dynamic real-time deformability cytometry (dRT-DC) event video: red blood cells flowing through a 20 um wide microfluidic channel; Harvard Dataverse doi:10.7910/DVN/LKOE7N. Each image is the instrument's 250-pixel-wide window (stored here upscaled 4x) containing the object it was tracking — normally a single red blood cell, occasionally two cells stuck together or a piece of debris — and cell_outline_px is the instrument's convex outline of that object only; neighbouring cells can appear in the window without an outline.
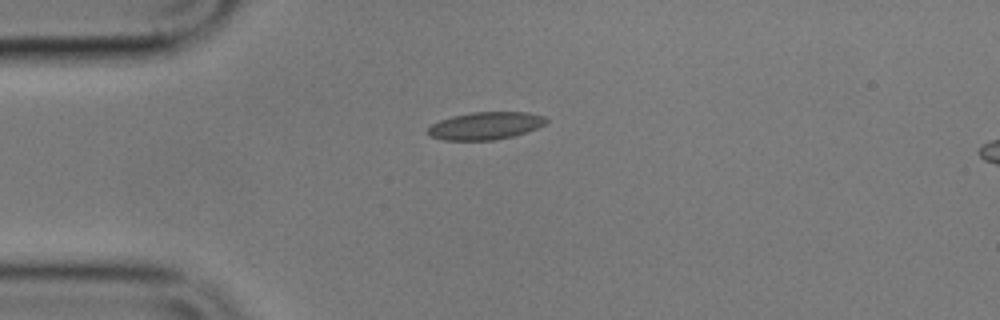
{"species": "common noctule bat (a hibernating species)", "species_latin": "Nyctalus noctula", "temperature_condition": "cold", "stored_images_in_passage": 4, "camera_frame_rate_fps": 3000, "um_per_image_px": 0.085, "animal": {"sex": "male", "body_mass_g": 17.9}, "frame": {"image": 1, "passage_image": 1, "time_ms": 0.0, "image_size_px": [1000, 320], "cell_outline_px": [[548, 120], [544, 124], [536, 128], [512, 136], [492, 140], [444, 140], [432, 136], [424, 132], [432, 124], [440, 120], [452, 116], [472, 112], [528, 112], [544, 116]], "centroid_in_image_um": [41.23, 10.68], "position_along_channel_um": 43.8, "area_um2": 18.84}}
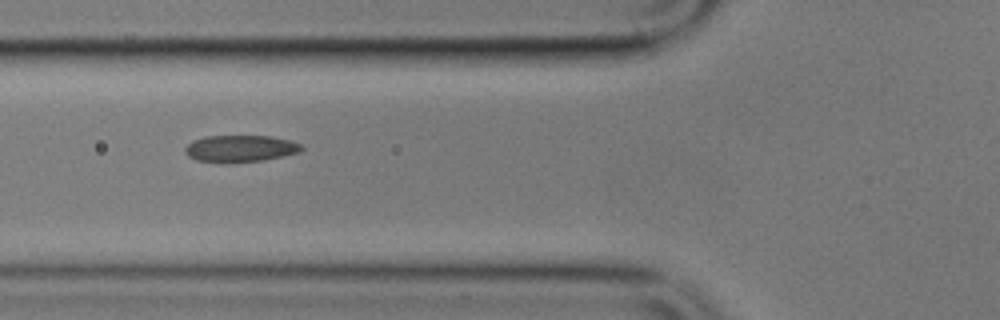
{"frame": {"image": 2, "passage_image": 3, "time_ms": 2.333, "image_size_px": [1000, 320], "cell_outline_px": [[304, 148], [300, 152], [264, 160], [220, 164], [196, 160], [188, 156], [184, 152], [184, 148], [192, 140], [204, 136], [272, 136], [292, 140], [300, 144]], "centroid_in_image_um": [20.39, 12.64], "position_along_channel_um": 105.4, "area_um2": 18.61}}
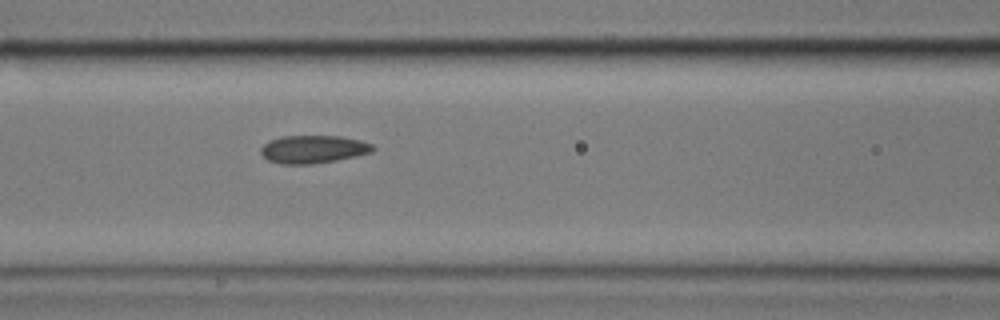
{"frame": {"image": 3, "passage_image": 4, "time_ms": 3.333, "image_size_px": [1000, 320], "cell_outline_px": [[376, 148], [372, 152], [356, 156], [336, 160], [312, 164], [280, 164], [268, 160], [260, 152], [260, 148], [268, 140], [280, 136], [340, 136], [360, 140], [372, 144]], "centroid_in_image_um": [26.61, 12.68], "position_along_channel_um": 140.0, "area_um2": 18.32}}